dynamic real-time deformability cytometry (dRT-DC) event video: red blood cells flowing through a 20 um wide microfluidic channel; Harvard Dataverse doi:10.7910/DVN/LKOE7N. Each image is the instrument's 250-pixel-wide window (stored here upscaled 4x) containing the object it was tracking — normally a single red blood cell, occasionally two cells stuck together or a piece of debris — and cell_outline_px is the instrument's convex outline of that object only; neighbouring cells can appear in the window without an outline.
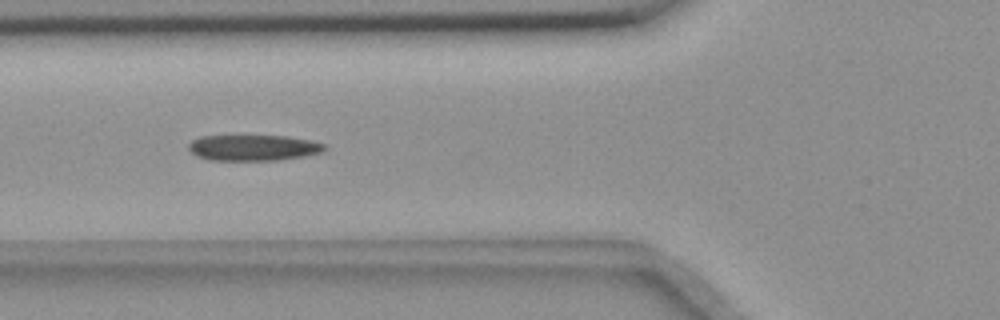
{"species": "common noctule bat (a hibernating species)", "species_latin": "Nyctalus noctula", "temperature_condition": "room temperature", "stored_images_in_passage": 7, "camera_frame_rate_fps": 3000, "um_per_image_px": 0.085, "animal": {"sex": "female", "body_mass_g": 18.4}, "frame": {"image": 1, "passage_image": 5, "time_ms": 4.667, "image_size_px": [1000, 320], "cell_outline_px": [[328, 148], [324, 152], [304, 156], [280, 160], [208, 160], [196, 156], [188, 148], [188, 144], [192, 140], [200, 136], [288, 136], [312, 140], [324, 144]], "centroid_in_image_um": [21.56, 12.56], "position_along_channel_um": 104.2, "area_um2": 20.69}}
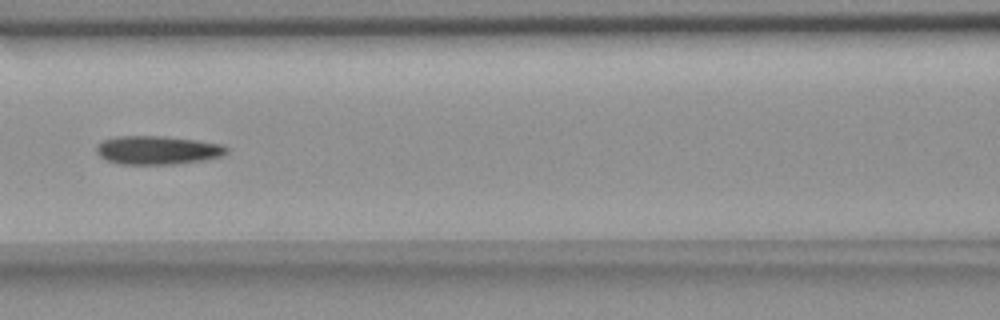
{"frame": {"image": 2, "passage_image": 6, "time_ms": 6.0, "image_size_px": [1000, 320], "cell_outline_px": [[228, 152], [220, 156], [204, 160], [176, 164], [120, 164], [108, 160], [100, 156], [96, 152], [96, 144], [104, 140], [116, 136], [164, 136], [196, 140], [220, 144], [228, 148]], "centroid_in_image_um": [13.37, 12.76], "position_along_channel_um": 153.2, "area_um2": 21.62}}
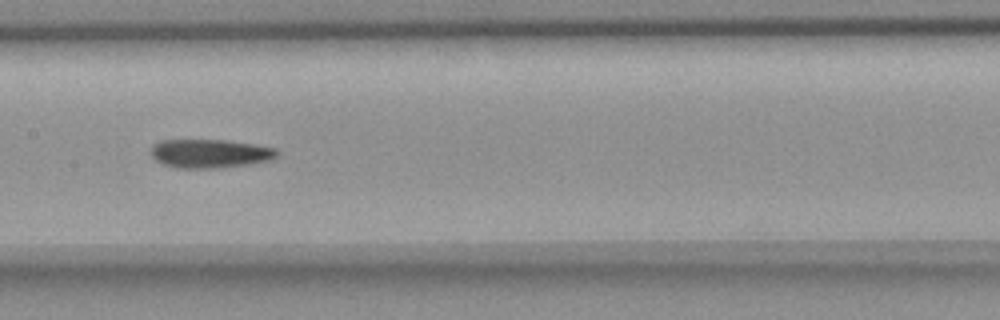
{"frame": {"image": 3, "passage_image": 7, "time_ms": 7.0, "image_size_px": [1000, 320], "cell_outline_px": [[280, 152], [276, 156], [268, 160], [248, 164], [212, 168], [180, 168], [164, 164], [156, 160], [152, 156], [152, 144], [160, 140], [228, 140], [256, 144], [276, 148]], "centroid_in_image_um": [17.85, 13.03], "position_along_channel_um": 189.5, "area_um2": 20.98}}